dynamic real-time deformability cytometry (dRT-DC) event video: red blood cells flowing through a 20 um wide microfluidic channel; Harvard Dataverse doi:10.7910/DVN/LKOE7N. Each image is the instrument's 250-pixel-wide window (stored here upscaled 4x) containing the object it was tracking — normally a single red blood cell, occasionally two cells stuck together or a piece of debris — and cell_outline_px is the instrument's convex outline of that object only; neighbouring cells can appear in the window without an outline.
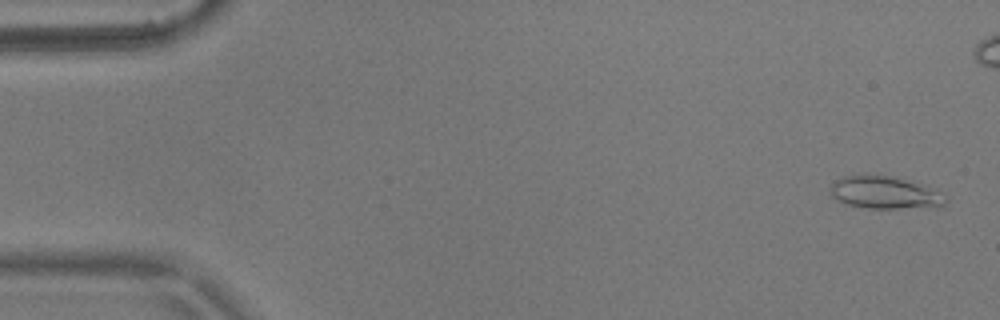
{"species": "common noctule bat (a hibernating species)", "species_latin": "Nyctalus noctula", "temperature_condition": "warm", "stored_images_in_passage": 7, "camera_frame_rate_fps": 3000, "um_per_image_px": 0.085, "animal": {"sex": "male", "body_mass_g": 17.9}, "frame": {"image": 1, "passage_image": 1, "time_ms": 0.0, "image_size_px": [1000, 320], "cell_outline_px": [[948, 200], [944, 204], [900, 208], [868, 208], [848, 204], [836, 200], [832, 196], [828, 188], [836, 180], [844, 176], [888, 176], [936, 188]], "centroid_in_image_um": [75.16, 16.37], "position_along_channel_um": 9.8, "area_um2": 21.15}}